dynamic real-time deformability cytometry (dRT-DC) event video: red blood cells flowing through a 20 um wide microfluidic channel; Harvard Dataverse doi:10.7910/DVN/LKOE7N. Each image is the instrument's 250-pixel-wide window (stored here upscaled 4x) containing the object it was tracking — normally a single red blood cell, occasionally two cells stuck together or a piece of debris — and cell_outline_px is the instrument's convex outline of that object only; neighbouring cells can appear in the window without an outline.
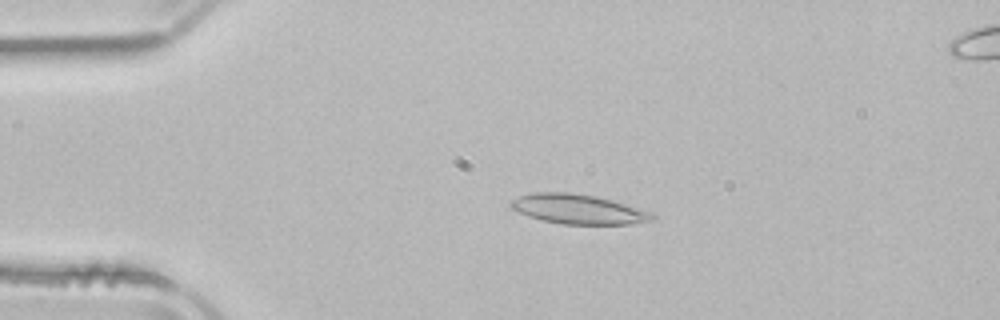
{"species": "common noctule bat (a hibernating species)", "species_latin": "Nyctalus noctula", "temperature_condition": "room temperature", "stored_images_in_passage": 51, "camera_frame_rate_fps": 3000, "um_per_image_px": 0.085, "animal": {"sex": "male", "body_mass_g": 21.5, "forearm_length_mm": 52.0}, "frame": {"image": 1, "passage_image": 11, "time_ms": 3.333, "image_size_px": [1000, 320], "cell_outline_px": [[656, 216], [652, 220], [632, 224], [564, 224], [544, 220], [528, 216], [512, 208], [512, 200], [520, 196], [532, 192], [568, 192], [592, 196], [612, 200], [652, 212]], "centroid_in_image_um": [49.18, 17.78], "position_along_channel_um": 35.8, "area_um2": 24.04}}
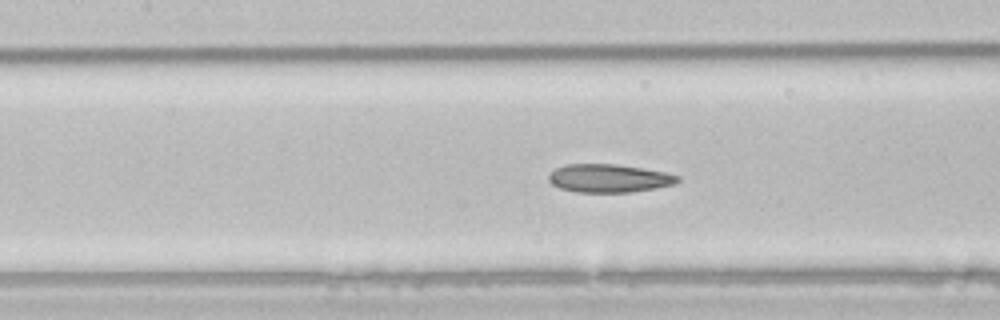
{"frame": {"image": 2, "passage_image": 23, "time_ms": 7.333, "image_size_px": [1000, 320], "cell_outline_px": [[680, 180], [672, 184], [656, 188], [632, 192], [576, 192], [560, 188], [552, 184], [548, 180], [548, 176], [556, 168], [568, 164], [612, 164], [640, 168], [664, 172], [680, 176]], "centroid_in_image_um": [51.74, 15.16], "position_along_channel_um": 155.7, "area_um2": 20.98}}
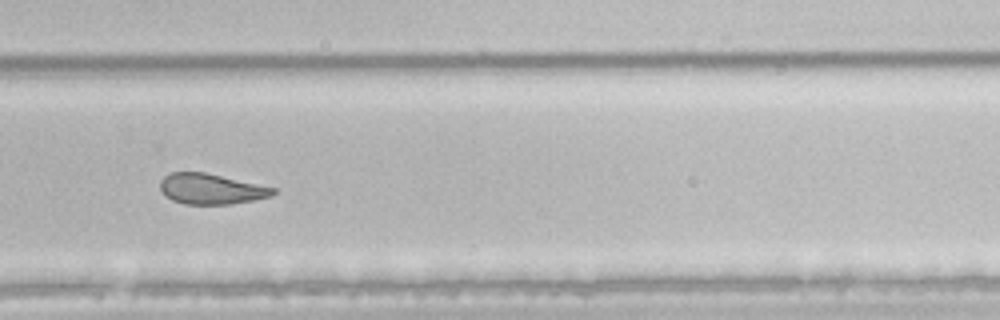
{"frame": {"image": 3, "passage_image": 35, "time_ms": 11.333, "image_size_px": [1000, 320], "cell_outline_px": [[276, 192], [272, 196], [252, 200], [228, 204], [184, 204], [172, 200], [160, 188], [160, 180], [164, 176], [172, 172], [204, 172], [276, 188]], "centroid_in_image_um": [17.94, 16.05], "position_along_channel_um": 311.9, "area_um2": 19.83}, "authors_computed_cell_mechanics": {"area_um2": 23.3512, "velocity_mm_per_s": 3.9225, "shape_relaxation_time_tau1_ms": 10.6174, "shape_relaxation_time_tau2_ms": 2.9212, "deformation_change_tau1": 0.229, "deformation_change_tau2": 0.1046}}